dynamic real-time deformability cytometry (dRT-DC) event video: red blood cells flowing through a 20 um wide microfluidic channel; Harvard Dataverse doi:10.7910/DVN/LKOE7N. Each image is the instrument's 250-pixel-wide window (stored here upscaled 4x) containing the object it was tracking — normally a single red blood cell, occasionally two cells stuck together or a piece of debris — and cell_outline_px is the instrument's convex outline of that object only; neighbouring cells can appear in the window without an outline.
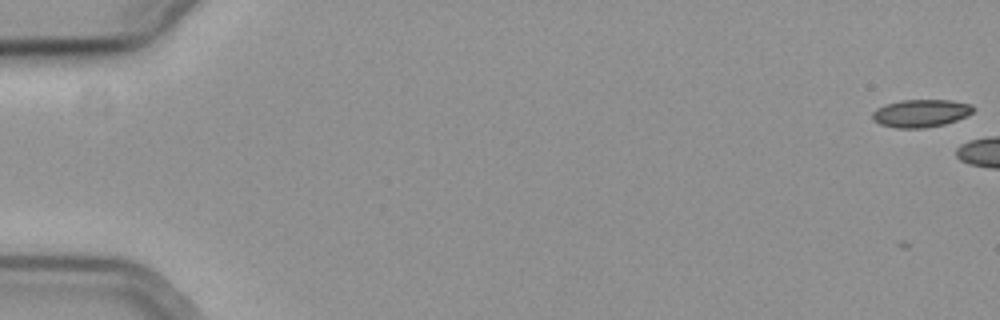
{"species": "common noctule bat (a hibernating species)", "species_latin": "Nyctalus noctula", "temperature_condition": "cold", "stored_images_in_passage": 6, "camera_frame_rate_fps": 3000, "um_per_image_px": 0.085, "animal": {"sex": "female", "body_mass_g": 19.3, "forearm_length_mm": 54.1}, "frame": {"image": 1, "passage_image": 1, "time_ms": 0.0, "image_size_px": [1000, 320], "cell_outline_px": [[972, 112], [956, 120], [944, 124], [924, 128], [896, 128], [880, 124], [872, 120], [872, 112], [876, 108], [900, 100], [948, 100], [972, 104]], "centroid_in_image_um": [78.22, 9.63], "position_along_channel_um": 6.8, "area_um2": 16.13}}